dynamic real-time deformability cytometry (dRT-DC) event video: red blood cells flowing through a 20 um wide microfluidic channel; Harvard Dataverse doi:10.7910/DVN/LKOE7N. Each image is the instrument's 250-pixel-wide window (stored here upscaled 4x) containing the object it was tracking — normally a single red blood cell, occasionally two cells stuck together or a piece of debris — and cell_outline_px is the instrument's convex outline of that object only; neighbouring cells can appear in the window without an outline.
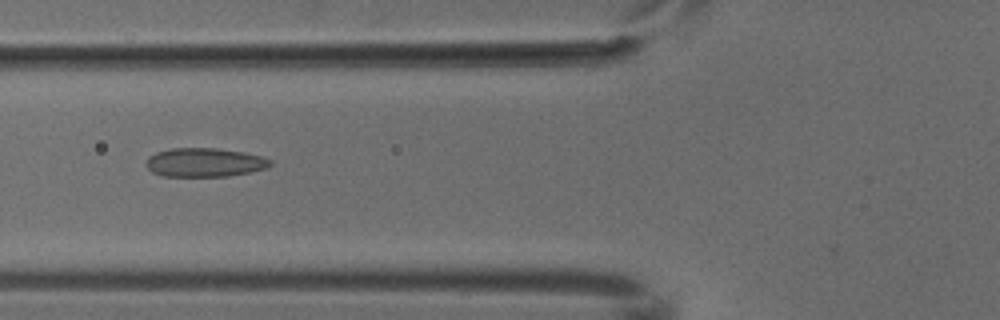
{"species": "common noctule bat (a hibernating species)", "species_latin": "Nyctalus noctula", "temperature_condition": "cold", "stored_images_in_passage": 3, "camera_frame_rate_fps": 3000, "um_per_image_px": 0.085, "animal": {"sex": "male", "body_mass_g": 18.8}, "frame": {"image": 1, "passage_image": 3, "time_ms": 0.667, "image_size_px": [1000, 320], "cell_outline_px": [[272, 164], [264, 168], [248, 172], [228, 176], [164, 176], [152, 172], [144, 164], [148, 156], [156, 152], [172, 148], [216, 148], [244, 152], [260, 156], [272, 160]], "centroid_in_image_um": [17.35, 13.8], "position_along_channel_um": 108.5, "area_um2": 20.81}}